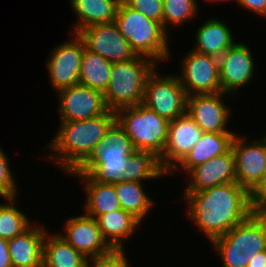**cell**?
I'll return each instance as SVG.
<instances>
[{"label":"cell","instance_id":"obj_4","mask_svg":"<svg viewBox=\"0 0 266 267\" xmlns=\"http://www.w3.org/2000/svg\"><path fill=\"white\" fill-rule=\"evenodd\" d=\"M157 65L152 59L138 55L128 61L114 62L104 92L106 107L116 112L141 104L147 78L154 70L158 71Z\"/></svg>","mask_w":266,"mask_h":267},{"label":"cell","instance_id":"obj_24","mask_svg":"<svg viewBox=\"0 0 266 267\" xmlns=\"http://www.w3.org/2000/svg\"><path fill=\"white\" fill-rule=\"evenodd\" d=\"M97 223L102 237L113 249H124L123 240L130 238L141 223L122 208L99 215Z\"/></svg>","mask_w":266,"mask_h":267},{"label":"cell","instance_id":"obj_16","mask_svg":"<svg viewBox=\"0 0 266 267\" xmlns=\"http://www.w3.org/2000/svg\"><path fill=\"white\" fill-rule=\"evenodd\" d=\"M227 93L193 94L187 96V114L200 127L202 132L234 133L226 126L232 113L222 97Z\"/></svg>","mask_w":266,"mask_h":267},{"label":"cell","instance_id":"obj_13","mask_svg":"<svg viewBox=\"0 0 266 267\" xmlns=\"http://www.w3.org/2000/svg\"><path fill=\"white\" fill-rule=\"evenodd\" d=\"M57 93L61 121L86 120L109 110L102 92L81 84L61 89Z\"/></svg>","mask_w":266,"mask_h":267},{"label":"cell","instance_id":"obj_9","mask_svg":"<svg viewBox=\"0 0 266 267\" xmlns=\"http://www.w3.org/2000/svg\"><path fill=\"white\" fill-rule=\"evenodd\" d=\"M181 62V74L178 78L187 96L222 92L219 58L190 50Z\"/></svg>","mask_w":266,"mask_h":267},{"label":"cell","instance_id":"obj_6","mask_svg":"<svg viewBox=\"0 0 266 267\" xmlns=\"http://www.w3.org/2000/svg\"><path fill=\"white\" fill-rule=\"evenodd\" d=\"M116 121L132 141L136 151H147L159 158L167 141L169 121L143 105L117 110Z\"/></svg>","mask_w":266,"mask_h":267},{"label":"cell","instance_id":"obj_15","mask_svg":"<svg viewBox=\"0 0 266 267\" xmlns=\"http://www.w3.org/2000/svg\"><path fill=\"white\" fill-rule=\"evenodd\" d=\"M203 132L187 112L169 121L167 141L158 158L161 168L168 174L200 140Z\"/></svg>","mask_w":266,"mask_h":267},{"label":"cell","instance_id":"obj_20","mask_svg":"<svg viewBox=\"0 0 266 267\" xmlns=\"http://www.w3.org/2000/svg\"><path fill=\"white\" fill-rule=\"evenodd\" d=\"M235 135V133L203 132L200 140L167 175H174L176 170H185V173H188L196 166L225 154L231 149ZM179 167L181 169H178Z\"/></svg>","mask_w":266,"mask_h":267},{"label":"cell","instance_id":"obj_17","mask_svg":"<svg viewBox=\"0 0 266 267\" xmlns=\"http://www.w3.org/2000/svg\"><path fill=\"white\" fill-rule=\"evenodd\" d=\"M251 50L245 43H235L219 58V78L223 93L234 96L250 83L255 71ZM239 88V89H238ZM233 94V95H232Z\"/></svg>","mask_w":266,"mask_h":267},{"label":"cell","instance_id":"obj_25","mask_svg":"<svg viewBox=\"0 0 266 267\" xmlns=\"http://www.w3.org/2000/svg\"><path fill=\"white\" fill-rule=\"evenodd\" d=\"M42 267H89V260L59 234L47 232L43 244Z\"/></svg>","mask_w":266,"mask_h":267},{"label":"cell","instance_id":"obj_22","mask_svg":"<svg viewBox=\"0 0 266 267\" xmlns=\"http://www.w3.org/2000/svg\"><path fill=\"white\" fill-rule=\"evenodd\" d=\"M194 37L196 46L192 50L217 58L235 44V38L227 24L211 17L197 29Z\"/></svg>","mask_w":266,"mask_h":267},{"label":"cell","instance_id":"obj_19","mask_svg":"<svg viewBox=\"0 0 266 267\" xmlns=\"http://www.w3.org/2000/svg\"><path fill=\"white\" fill-rule=\"evenodd\" d=\"M47 230L31 225L21 235L8 240V252L13 267H42L43 244Z\"/></svg>","mask_w":266,"mask_h":267},{"label":"cell","instance_id":"obj_21","mask_svg":"<svg viewBox=\"0 0 266 267\" xmlns=\"http://www.w3.org/2000/svg\"><path fill=\"white\" fill-rule=\"evenodd\" d=\"M70 175L78 176L82 183L84 182L86 192L84 210L86 215L96 219L99 215L121 208L114 184L97 182L81 169L73 171Z\"/></svg>","mask_w":266,"mask_h":267},{"label":"cell","instance_id":"obj_27","mask_svg":"<svg viewBox=\"0 0 266 267\" xmlns=\"http://www.w3.org/2000/svg\"><path fill=\"white\" fill-rule=\"evenodd\" d=\"M112 64L99 54L85 49L81 59L79 84L104 94L111 77Z\"/></svg>","mask_w":266,"mask_h":267},{"label":"cell","instance_id":"obj_18","mask_svg":"<svg viewBox=\"0 0 266 267\" xmlns=\"http://www.w3.org/2000/svg\"><path fill=\"white\" fill-rule=\"evenodd\" d=\"M184 192H201L217 185L236 182L233 150L216 156L189 171Z\"/></svg>","mask_w":266,"mask_h":267},{"label":"cell","instance_id":"obj_30","mask_svg":"<svg viewBox=\"0 0 266 267\" xmlns=\"http://www.w3.org/2000/svg\"><path fill=\"white\" fill-rule=\"evenodd\" d=\"M198 0H163V28L169 34L168 25L180 26L198 15Z\"/></svg>","mask_w":266,"mask_h":267},{"label":"cell","instance_id":"obj_31","mask_svg":"<svg viewBox=\"0 0 266 267\" xmlns=\"http://www.w3.org/2000/svg\"><path fill=\"white\" fill-rule=\"evenodd\" d=\"M0 147V196L2 198L18 197L17 184L11 171L8 156Z\"/></svg>","mask_w":266,"mask_h":267},{"label":"cell","instance_id":"obj_33","mask_svg":"<svg viewBox=\"0 0 266 267\" xmlns=\"http://www.w3.org/2000/svg\"><path fill=\"white\" fill-rule=\"evenodd\" d=\"M124 249L112 250L109 254L89 260V267H130Z\"/></svg>","mask_w":266,"mask_h":267},{"label":"cell","instance_id":"obj_11","mask_svg":"<svg viewBox=\"0 0 266 267\" xmlns=\"http://www.w3.org/2000/svg\"><path fill=\"white\" fill-rule=\"evenodd\" d=\"M77 35L82 39L85 49L109 62H124L137 56L114 21L85 27Z\"/></svg>","mask_w":266,"mask_h":267},{"label":"cell","instance_id":"obj_34","mask_svg":"<svg viewBox=\"0 0 266 267\" xmlns=\"http://www.w3.org/2000/svg\"><path fill=\"white\" fill-rule=\"evenodd\" d=\"M249 195L251 215L266 217V180H262Z\"/></svg>","mask_w":266,"mask_h":267},{"label":"cell","instance_id":"obj_12","mask_svg":"<svg viewBox=\"0 0 266 267\" xmlns=\"http://www.w3.org/2000/svg\"><path fill=\"white\" fill-rule=\"evenodd\" d=\"M73 36L71 40L56 46L46 63L50 83L56 92L79 84L81 59L85 46L77 33Z\"/></svg>","mask_w":266,"mask_h":267},{"label":"cell","instance_id":"obj_10","mask_svg":"<svg viewBox=\"0 0 266 267\" xmlns=\"http://www.w3.org/2000/svg\"><path fill=\"white\" fill-rule=\"evenodd\" d=\"M243 136H234L231 144L235 159L236 182L249 193L266 172V135L258 141H248Z\"/></svg>","mask_w":266,"mask_h":267},{"label":"cell","instance_id":"obj_1","mask_svg":"<svg viewBox=\"0 0 266 267\" xmlns=\"http://www.w3.org/2000/svg\"><path fill=\"white\" fill-rule=\"evenodd\" d=\"M188 218L213 241L250 215L249 192L237 182L217 185L201 192H184Z\"/></svg>","mask_w":266,"mask_h":267},{"label":"cell","instance_id":"obj_5","mask_svg":"<svg viewBox=\"0 0 266 267\" xmlns=\"http://www.w3.org/2000/svg\"><path fill=\"white\" fill-rule=\"evenodd\" d=\"M211 245L217 249L223 267H247L257 253L266 250V217L250 215Z\"/></svg>","mask_w":266,"mask_h":267},{"label":"cell","instance_id":"obj_3","mask_svg":"<svg viewBox=\"0 0 266 267\" xmlns=\"http://www.w3.org/2000/svg\"><path fill=\"white\" fill-rule=\"evenodd\" d=\"M114 22L136 55L150 58L156 63L168 60L169 34L160 23L126 6L122 1Z\"/></svg>","mask_w":266,"mask_h":267},{"label":"cell","instance_id":"obj_38","mask_svg":"<svg viewBox=\"0 0 266 267\" xmlns=\"http://www.w3.org/2000/svg\"><path fill=\"white\" fill-rule=\"evenodd\" d=\"M207 1H211V2H218V1H221V0H207ZM222 1H225V0H222ZM226 1H228V0H226ZM229 1H231V0H229ZM236 3H237V0H234Z\"/></svg>","mask_w":266,"mask_h":267},{"label":"cell","instance_id":"obj_14","mask_svg":"<svg viewBox=\"0 0 266 267\" xmlns=\"http://www.w3.org/2000/svg\"><path fill=\"white\" fill-rule=\"evenodd\" d=\"M64 234H59L88 260L109 254L113 249L102 237L97 220L86 214L65 221Z\"/></svg>","mask_w":266,"mask_h":267},{"label":"cell","instance_id":"obj_23","mask_svg":"<svg viewBox=\"0 0 266 267\" xmlns=\"http://www.w3.org/2000/svg\"><path fill=\"white\" fill-rule=\"evenodd\" d=\"M78 20L73 33L91 25L113 22L121 0H69Z\"/></svg>","mask_w":266,"mask_h":267},{"label":"cell","instance_id":"obj_2","mask_svg":"<svg viewBox=\"0 0 266 267\" xmlns=\"http://www.w3.org/2000/svg\"><path fill=\"white\" fill-rule=\"evenodd\" d=\"M116 121L115 111L78 121H61L58 132L47 147L55 151L50 159L68 174L82 169L93 157L110 126ZM51 156L53 158H51Z\"/></svg>","mask_w":266,"mask_h":267},{"label":"cell","instance_id":"obj_36","mask_svg":"<svg viewBox=\"0 0 266 267\" xmlns=\"http://www.w3.org/2000/svg\"><path fill=\"white\" fill-rule=\"evenodd\" d=\"M0 267H13L8 252V240L0 238Z\"/></svg>","mask_w":266,"mask_h":267},{"label":"cell","instance_id":"obj_37","mask_svg":"<svg viewBox=\"0 0 266 267\" xmlns=\"http://www.w3.org/2000/svg\"><path fill=\"white\" fill-rule=\"evenodd\" d=\"M247 267H266V250L257 253Z\"/></svg>","mask_w":266,"mask_h":267},{"label":"cell","instance_id":"obj_8","mask_svg":"<svg viewBox=\"0 0 266 267\" xmlns=\"http://www.w3.org/2000/svg\"><path fill=\"white\" fill-rule=\"evenodd\" d=\"M142 104L172 121L186 113L187 94L177 75L161 76L154 70L147 78Z\"/></svg>","mask_w":266,"mask_h":267},{"label":"cell","instance_id":"obj_35","mask_svg":"<svg viewBox=\"0 0 266 267\" xmlns=\"http://www.w3.org/2000/svg\"><path fill=\"white\" fill-rule=\"evenodd\" d=\"M237 4L248 11L266 17V0H237Z\"/></svg>","mask_w":266,"mask_h":267},{"label":"cell","instance_id":"obj_7","mask_svg":"<svg viewBox=\"0 0 266 267\" xmlns=\"http://www.w3.org/2000/svg\"><path fill=\"white\" fill-rule=\"evenodd\" d=\"M135 151L132 141L115 121L106 131L98 150L81 170L97 182L119 183L128 156Z\"/></svg>","mask_w":266,"mask_h":267},{"label":"cell","instance_id":"obj_28","mask_svg":"<svg viewBox=\"0 0 266 267\" xmlns=\"http://www.w3.org/2000/svg\"><path fill=\"white\" fill-rule=\"evenodd\" d=\"M125 166L121 182H142L167 175L161 168L159 159L147 151H135L129 155Z\"/></svg>","mask_w":266,"mask_h":267},{"label":"cell","instance_id":"obj_26","mask_svg":"<svg viewBox=\"0 0 266 267\" xmlns=\"http://www.w3.org/2000/svg\"><path fill=\"white\" fill-rule=\"evenodd\" d=\"M114 185L121 208L142 223L154 205V201L145 192L143 183L126 181Z\"/></svg>","mask_w":266,"mask_h":267},{"label":"cell","instance_id":"obj_29","mask_svg":"<svg viewBox=\"0 0 266 267\" xmlns=\"http://www.w3.org/2000/svg\"><path fill=\"white\" fill-rule=\"evenodd\" d=\"M16 197L5 198L0 204V238L10 240L21 235L31 225L29 217L16 207Z\"/></svg>","mask_w":266,"mask_h":267},{"label":"cell","instance_id":"obj_39","mask_svg":"<svg viewBox=\"0 0 266 267\" xmlns=\"http://www.w3.org/2000/svg\"><path fill=\"white\" fill-rule=\"evenodd\" d=\"M262 180H266V172H265V174H264V177H263V179Z\"/></svg>","mask_w":266,"mask_h":267},{"label":"cell","instance_id":"obj_32","mask_svg":"<svg viewBox=\"0 0 266 267\" xmlns=\"http://www.w3.org/2000/svg\"><path fill=\"white\" fill-rule=\"evenodd\" d=\"M126 6L135 9L147 18L163 26V0H121Z\"/></svg>","mask_w":266,"mask_h":267}]
</instances>
